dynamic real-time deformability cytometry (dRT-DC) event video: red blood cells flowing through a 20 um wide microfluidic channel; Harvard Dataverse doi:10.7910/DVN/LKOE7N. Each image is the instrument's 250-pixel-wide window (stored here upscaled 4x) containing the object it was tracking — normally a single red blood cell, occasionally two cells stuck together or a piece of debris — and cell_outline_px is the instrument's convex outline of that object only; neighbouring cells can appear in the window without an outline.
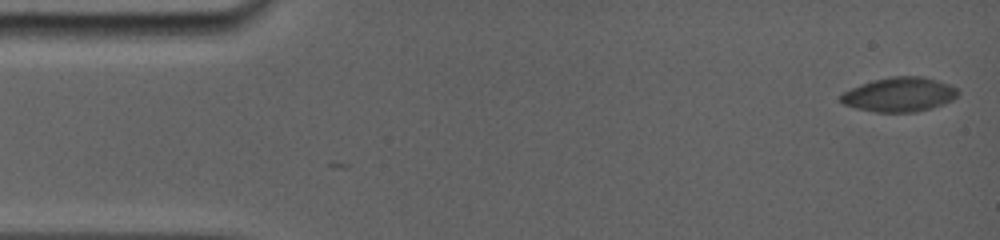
{"species": "common noctule bat (a hibernating species)", "species_latin": "Nyctalus noctula", "temperature_condition": "room temperature", "stored_images_in_passage": 45, "camera_frame_rate_fps": 5000, "um_per_image_px": 0.085, "animal": {"sex": "female", "body_mass_g": 19.0, "forearm_length_mm": 56.7}, "frame": {"image": 1, "passage_image": 1, "time_ms": 0.0, "image_size_px": [1000, 240], "cell_outline_px": [[960, 92], [952, 100], [944, 104], [932, 108], [916, 112], [876, 112], [856, 108], [844, 104], [840, 100], [840, 96], [844, 92], [860, 84], [872, 80], [892, 76], [924, 76], [948, 84], [956, 88]], "centroid_in_image_um": [76.46, 8.03], "position_along_channel_um": 8.5, "area_um2": 23.47}}
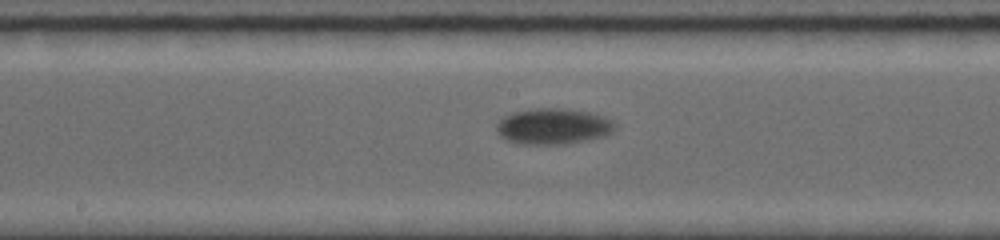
{"frame": {"image": 2, "passage_image": 20, "time_ms": 8.6, "image_size_px": [1000, 240], "cell_outline_px": [[616, 128], [612, 132], [604, 136], [588, 140], [568, 144], [516, 144], [504, 140], [496, 132], [496, 124], [504, 116], [512, 112], [536, 108], [560, 108], [592, 112], [604, 116], [612, 120], [616, 124]], "centroid_in_image_um": [47.01, 10.74], "position_along_channel_um": 201.2, "area_um2": 25.26}}
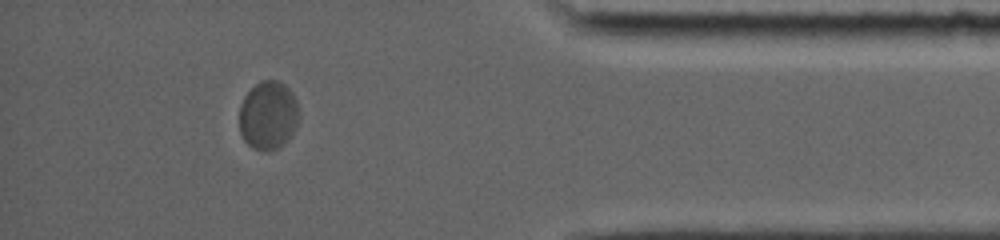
{"frame": {"image": 3, "passage_image": 39, "time_ms": 15.0, "image_size_px": [1000, 240], "cell_outline_px": [[300, 116], [296, 128], [292, 136], [280, 148], [268, 152], [264, 152], [252, 148], [244, 140], [240, 132], [240, 104], [244, 96], [260, 80], [276, 80], [284, 84], [292, 92], [296, 100]], "centroid_in_image_um": [22.82, 9.84], "position_along_channel_um": 412.4, "area_um2": 24.28}, "authors_computed_cell_mechanics": {"area_um2": 23.698, "velocity_mm_per_s": 3.6434, "shape_relaxation_time_tau1_ms": 2.9839, "shape_relaxation_time_tau2_ms": null, "deformation_change_tau1": 0.1001, "deformation_change_tau2": null}}